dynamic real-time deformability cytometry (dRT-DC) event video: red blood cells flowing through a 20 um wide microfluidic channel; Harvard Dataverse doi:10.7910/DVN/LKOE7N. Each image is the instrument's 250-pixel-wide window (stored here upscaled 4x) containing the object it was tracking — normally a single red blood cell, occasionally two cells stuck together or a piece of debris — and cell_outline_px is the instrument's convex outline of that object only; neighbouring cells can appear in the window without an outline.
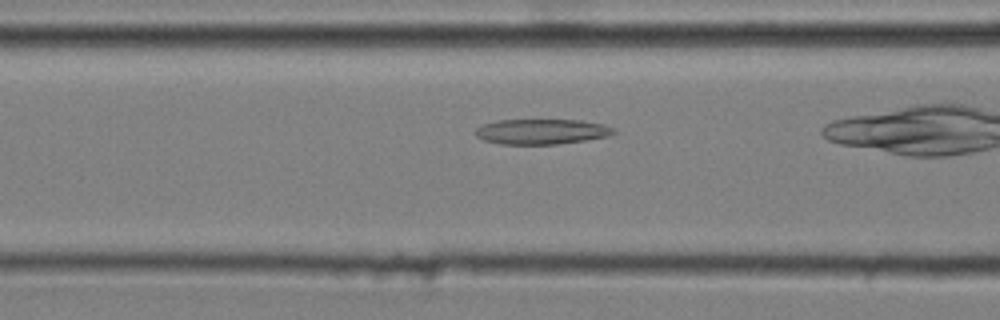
{"species": "common noctule bat (a hibernating species)", "species_latin": "Nyctalus noctula", "temperature_condition": "cold", "stored_images_in_passage": 27, "camera_frame_rate_fps": 3000, "um_per_image_px": 0.085, "animal": {"sex": "male", "body_mass_g": 20.4}, "frame": {"image": 1, "passage_image": 5, "time_ms": 1.333, "image_size_px": [1000, 320], "cell_outline_px": [[616, 132], [608, 136], [584, 140], [556, 144], [500, 144], [484, 140], [476, 136], [476, 128], [484, 124], [500, 120], [580, 120], [604, 124], [616, 128]], "centroid_in_image_um": [46.07, 11.18], "position_along_channel_um": 120.5, "area_um2": 20.23}}
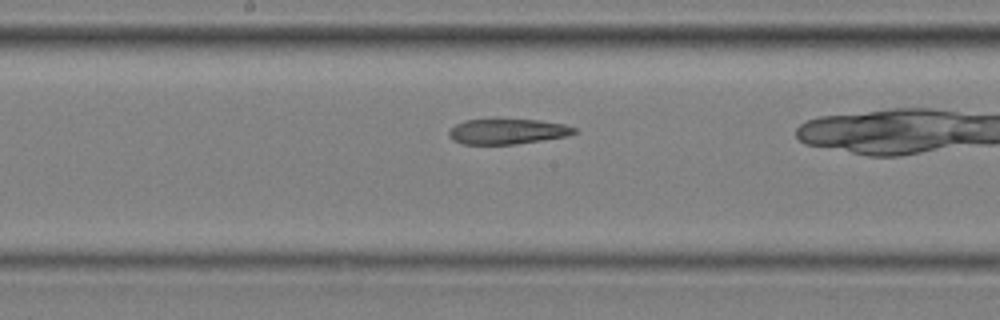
{"frame": {"image": 2, "passage_image": 12, "time_ms": 3.667, "image_size_px": [1000, 320], "cell_outline_px": [[580, 132], [568, 136], [516, 144], [460, 144], [452, 140], [448, 136], [448, 132], [456, 124], [464, 120], [540, 120], [564, 124], [576, 128]], "centroid_in_image_um": [43.15, 11.18], "position_along_channel_um": 205.0, "area_um2": 18.5}}
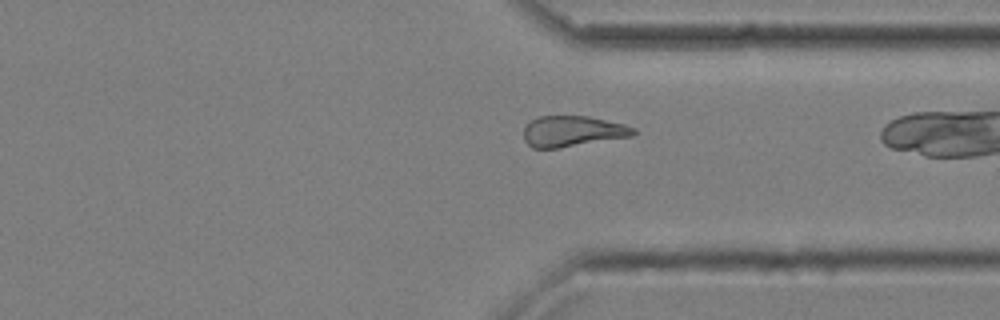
{"frame": {"image": 3, "passage_image": 25, "time_ms": 8.0, "image_size_px": [1000, 320], "cell_outline_px": [[636, 132], [632, 136], [560, 148], [532, 148], [524, 140], [524, 128], [532, 120], [540, 116], [588, 116], [624, 124], [636, 128]], "centroid_in_image_um": [48.68, 11.16], "position_along_channel_um": 362.7, "area_um2": 19.65}}